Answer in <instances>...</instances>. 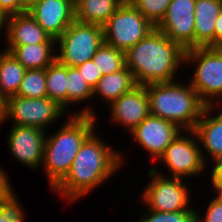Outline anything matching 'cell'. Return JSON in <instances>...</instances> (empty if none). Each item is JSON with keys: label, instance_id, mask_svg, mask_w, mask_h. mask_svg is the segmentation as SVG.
<instances>
[{"label": "cell", "instance_id": "cell-7", "mask_svg": "<svg viewBox=\"0 0 222 222\" xmlns=\"http://www.w3.org/2000/svg\"><path fill=\"white\" fill-rule=\"evenodd\" d=\"M158 168H152L147 172L150 179L142 192L141 201L147 206V210L158 212H178L195 210L190 206V195L187 185L182 178L165 176Z\"/></svg>", "mask_w": 222, "mask_h": 222}, {"label": "cell", "instance_id": "cell-34", "mask_svg": "<svg viewBox=\"0 0 222 222\" xmlns=\"http://www.w3.org/2000/svg\"><path fill=\"white\" fill-rule=\"evenodd\" d=\"M0 10L7 16L20 14L19 0H0Z\"/></svg>", "mask_w": 222, "mask_h": 222}, {"label": "cell", "instance_id": "cell-38", "mask_svg": "<svg viewBox=\"0 0 222 222\" xmlns=\"http://www.w3.org/2000/svg\"><path fill=\"white\" fill-rule=\"evenodd\" d=\"M7 18H8V16L4 13V12H2L1 10H0V34H1V32L2 31H4L5 32V35H6V30H3L4 28L6 29L7 28ZM3 28V29H2ZM2 30V31H1Z\"/></svg>", "mask_w": 222, "mask_h": 222}, {"label": "cell", "instance_id": "cell-22", "mask_svg": "<svg viewBox=\"0 0 222 222\" xmlns=\"http://www.w3.org/2000/svg\"><path fill=\"white\" fill-rule=\"evenodd\" d=\"M25 70L10 52L5 51L2 54L0 58V93L5 98L17 94Z\"/></svg>", "mask_w": 222, "mask_h": 222}, {"label": "cell", "instance_id": "cell-21", "mask_svg": "<svg viewBox=\"0 0 222 222\" xmlns=\"http://www.w3.org/2000/svg\"><path fill=\"white\" fill-rule=\"evenodd\" d=\"M121 4L120 0H75V21L103 26Z\"/></svg>", "mask_w": 222, "mask_h": 222}, {"label": "cell", "instance_id": "cell-29", "mask_svg": "<svg viewBox=\"0 0 222 222\" xmlns=\"http://www.w3.org/2000/svg\"><path fill=\"white\" fill-rule=\"evenodd\" d=\"M18 198L0 204V222H25L26 214Z\"/></svg>", "mask_w": 222, "mask_h": 222}, {"label": "cell", "instance_id": "cell-3", "mask_svg": "<svg viewBox=\"0 0 222 222\" xmlns=\"http://www.w3.org/2000/svg\"><path fill=\"white\" fill-rule=\"evenodd\" d=\"M92 108L74 112L57 133L45 138L42 164L51 190L69 172L81 145L95 131L97 116Z\"/></svg>", "mask_w": 222, "mask_h": 222}, {"label": "cell", "instance_id": "cell-6", "mask_svg": "<svg viewBox=\"0 0 222 222\" xmlns=\"http://www.w3.org/2000/svg\"><path fill=\"white\" fill-rule=\"evenodd\" d=\"M103 42V26L74 21L56 40V60L77 67L92 60Z\"/></svg>", "mask_w": 222, "mask_h": 222}, {"label": "cell", "instance_id": "cell-5", "mask_svg": "<svg viewBox=\"0 0 222 222\" xmlns=\"http://www.w3.org/2000/svg\"><path fill=\"white\" fill-rule=\"evenodd\" d=\"M186 63L196 66L190 84L200 99L207 106H219L217 101L222 100V50L216 47L188 49L185 51Z\"/></svg>", "mask_w": 222, "mask_h": 222}, {"label": "cell", "instance_id": "cell-36", "mask_svg": "<svg viewBox=\"0 0 222 222\" xmlns=\"http://www.w3.org/2000/svg\"><path fill=\"white\" fill-rule=\"evenodd\" d=\"M7 98L0 93V124L6 121Z\"/></svg>", "mask_w": 222, "mask_h": 222}, {"label": "cell", "instance_id": "cell-31", "mask_svg": "<svg viewBox=\"0 0 222 222\" xmlns=\"http://www.w3.org/2000/svg\"><path fill=\"white\" fill-rule=\"evenodd\" d=\"M76 68L80 71L83 78L92 87V89L97 85L100 78L103 76L93 60L86 61Z\"/></svg>", "mask_w": 222, "mask_h": 222}, {"label": "cell", "instance_id": "cell-14", "mask_svg": "<svg viewBox=\"0 0 222 222\" xmlns=\"http://www.w3.org/2000/svg\"><path fill=\"white\" fill-rule=\"evenodd\" d=\"M28 12L51 38L57 40L75 21V0H38Z\"/></svg>", "mask_w": 222, "mask_h": 222}, {"label": "cell", "instance_id": "cell-10", "mask_svg": "<svg viewBox=\"0 0 222 222\" xmlns=\"http://www.w3.org/2000/svg\"><path fill=\"white\" fill-rule=\"evenodd\" d=\"M65 111L56 101L43 98L11 96L7 98L6 119L13 125L38 127L43 130L60 120Z\"/></svg>", "mask_w": 222, "mask_h": 222}, {"label": "cell", "instance_id": "cell-35", "mask_svg": "<svg viewBox=\"0 0 222 222\" xmlns=\"http://www.w3.org/2000/svg\"><path fill=\"white\" fill-rule=\"evenodd\" d=\"M222 42V9L215 22L214 28V47H217Z\"/></svg>", "mask_w": 222, "mask_h": 222}, {"label": "cell", "instance_id": "cell-1", "mask_svg": "<svg viewBox=\"0 0 222 222\" xmlns=\"http://www.w3.org/2000/svg\"><path fill=\"white\" fill-rule=\"evenodd\" d=\"M96 133L94 131L84 141L69 172L52 189L68 203L78 200L104 184L124 164L120 151L108 146Z\"/></svg>", "mask_w": 222, "mask_h": 222}, {"label": "cell", "instance_id": "cell-15", "mask_svg": "<svg viewBox=\"0 0 222 222\" xmlns=\"http://www.w3.org/2000/svg\"><path fill=\"white\" fill-rule=\"evenodd\" d=\"M111 121L122 125L129 132L150 115V106L145 85H136L110 105Z\"/></svg>", "mask_w": 222, "mask_h": 222}, {"label": "cell", "instance_id": "cell-4", "mask_svg": "<svg viewBox=\"0 0 222 222\" xmlns=\"http://www.w3.org/2000/svg\"><path fill=\"white\" fill-rule=\"evenodd\" d=\"M176 81L145 85L150 114L166 119L184 131L194 130L207 105L190 83Z\"/></svg>", "mask_w": 222, "mask_h": 222}, {"label": "cell", "instance_id": "cell-32", "mask_svg": "<svg viewBox=\"0 0 222 222\" xmlns=\"http://www.w3.org/2000/svg\"><path fill=\"white\" fill-rule=\"evenodd\" d=\"M8 178V174L4 169L0 167V204L6 203L14 198H16V194L12 189L11 181Z\"/></svg>", "mask_w": 222, "mask_h": 222}, {"label": "cell", "instance_id": "cell-24", "mask_svg": "<svg viewBox=\"0 0 222 222\" xmlns=\"http://www.w3.org/2000/svg\"><path fill=\"white\" fill-rule=\"evenodd\" d=\"M92 60L102 75L118 72L126 66L125 53L105 42L98 48Z\"/></svg>", "mask_w": 222, "mask_h": 222}, {"label": "cell", "instance_id": "cell-2", "mask_svg": "<svg viewBox=\"0 0 222 222\" xmlns=\"http://www.w3.org/2000/svg\"><path fill=\"white\" fill-rule=\"evenodd\" d=\"M126 67L138 85L175 81L185 50L157 28L125 52Z\"/></svg>", "mask_w": 222, "mask_h": 222}, {"label": "cell", "instance_id": "cell-12", "mask_svg": "<svg viewBox=\"0 0 222 222\" xmlns=\"http://www.w3.org/2000/svg\"><path fill=\"white\" fill-rule=\"evenodd\" d=\"M184 130L178 125L149 115L130 131L134 142L146 150L153 160H158L172 141Z\"/></svg>", "mask_w": 222, "mask_h": 222}, {"label": "cell", "instance_id": "cell-16", "mask_svg": "<svg viewBox=\"0 0 222 222\" xmlns=\"http://www.w3.org/2000/svg\"><path fill=\"white\" fill-rule=\"evenodd\" d=\"M217 107L218 105L206 106L193 130L206 164L208 163L206 158L208 156L204 153L207 152L212 161L218 160L222 156V107H220V112L217 115H213L214 110L218 112L219 107ZM203 148L204 150H202Z\"/></svg>", "mask_w": 222, "mask_h": 222}, {"label": "cell", "instance_id": "cell-19", "mask_svg": "<svg viewBox=\"0 0 222 222\" xmlns=\"http://www.w3.org/2000/svg\"><path fill=\"white\" fill-rule=\"evenodd\" d=\"M56 43L28 44L17 47H7L17 61L26 69H46L56 60Z\"/></svg>", "mask_w": 222, "mask_h": 222}, {"label": "cell", "instance_id": "cell-18", "mask_svg": "<svg viewBox=\"0 0 222 222\" xmlns=\"http://www.w3.org/2000/svg\"><path fill=\"white\" fill-rule=\"evenodd\" d=\"M222 9V0H196L194 48L214 47L215 22Z\"/></svg>", "mask_w": 222, "mask_h": 222}, {"label": "cell", "instance_id": "cell-9", "mask_svg": "<svg viewBox=\"0 0 222 222\" xmlns=\"http://www.w3.org/2000/svg\"><path fill=\"white\" fill-rule=\"evenodd\" d=\"M186 132L189 135L184 136L185 131L181 132L158 159L174 178L197 177L207 168L195 132Z\"/></svg>", "mask_w": 222, "mask_h": 222}, {"label": "cell", "instance_id": "cell-39", "mask_svg": "<svg viewBox=\"0 0 222 222\" xmlns=\"http://www.w3.org/2000/svg\"><path fill=\"white\" fill-rule=\"evenodd\" d=\"M215 194L222 199V188L218 189Z\"/></svg>", "mask_w": 222, "mask_h": 222}, {"label": "cell", "instance_id": "cell-28", "mask_svg": "<svg viewBox=\"0 0 222 222\" xmlns=\"http://www.w3.org/2000/svg\"><path fill=\"white\" fill-rule=\"evenodd\" d=\"M195 210L178 212H158L147 210L141 215L138 222H195Z\"/></svg>", "mask_w": 222, "mask_h": 222}, {"label": "cell", "instance_id": "cell-42", "mask_svg": "<svg viewBox=\"0 0 222 222\" xmlns=\"http://www.w3.org/2000/svg\"><path fill=\"white\" fill-rule=\"evenodd\" d=\"M6 50L3 49V51H0V58L2 56V54L5 52Z\"/></svg>", "mask_w": 222, "mask_h": 222}, {"label": "cell", "instance_id": "cell-30", "mask_svg": "<svg viewBox=\"0 0 222 222\" xmlns=\"http://www.w3.org/2000/svg\"><path fill=\"white\" fill-rule=\"evenodd\" d=\"M210 201L206 208V213L203 215H199V209L195 207V222H222V199L216 195Z\"/></svg>", "mask_w": 222, "mask_h": 222}, {"label": "cell", "instance_id": "cell-37", "mask_svg": "<svg viewBox=\"0 0 222 222\" xmlns=\"http://www.w3.org/2000/svg\"><path fill=\"white\" fill-rule=\"evenodd\" d=\"M38 0H19L20 13L27 12Z\"/></svg>", "mask_w": 222, "mask_h": 222}, {"label": "cell", "instance_id": "cell-26", "mask_svg": "<svg viewBox=\"0 0 222 222\" xmlns=\"http://www.w3.org/2000/svg\"><path fill=\"white\" fill-rule=\"evenodd\" d=\"M16 96L26 98L47 97L46 69L25 70Z\"/></svg>", "mask_w": 222, "mask_h": 222}, {"label": "cell", "instance_id": "cell-20", "mask_svg": "<svg viewBox=\"0 0 222 222\" xmlns=\"http://www.w3.org/2000/svg\"><path fill=\"white\" fill-rule=\"evenodd\" d=\"M137 84L134 80L132 72L125 66L122 70L103 75L97 85L93 88L94 96L98 95L110 105L113 101L117 100L120 96L129 92Z\"/></svg>", "mask_w": 222, "mask_h": 222}, {"label": "cell", "instance_id": "cell-23", "mask_svg": "<svg viewBox=\"0 0 222 222\" xmlns=\"http://www.w3.org/2000/svg\"><path fill=\"white\" fill-rule=\"evenodd\" d=\"M47 97L67 110V66L55 60L46 68Z\"/></svg>", "mask_w": 222, "mask_h": 222}, {"label": "cell", "instance_id": "cell-13", "mask_svg": "<svg viewBox=\"0 0 222 222\" xmlns=\"http://www.w3.org/2000/svg\"><path fill=\"white\" fill-rule=\"evenodd\" d=\"M12 126L8 135V147L13 159L30 169H38L43 162L47 131L38 127Z\"/></svg>", "mask_w": 222, "mask_h": 222}, {"label": "cell", "instance_id": "cell-33", "mask_svg": "<svg viewBox=\"0 0 222 222\" xmlns=\"http://www.w3.org/2000/svg\"><path fill=\"white\" fill-rule=\"evenodd\" d=\"M214 162V164H213ZM212 170L210 175L211 184H213L214 193L218 189L222 188V161L219 160H213L212 161Z\"/></svg>", "mask_w": 222, "mask_h": 222}, {"label": "cell", "instance_id": "cell-25", "mask_svg": "<svg viewBox=\"0 0 222 222\" xmlns=\"http://www.w3.org/2000/svg\"><path fill=\"white\" fill-rule=\"evenodd\" d=\"M93 98V89L76 67L67 66V107ZM75 103V104H74Z\"/></svg>", "mask_w": 222, "mask_h": 222}, {"label": "cell", "instance_id": "cell-41", "mask_svg": "<svg viewBox=\"0 0 222 222\" xmlns=\"http://www.w3.org/2000/svg\"><path fill=\"white\" fill-rule=\"evenodd\" d=\"M216 48L222 50V42Z\"/></svg>", "mask_w": 222, "mask_h": 222}, {"label": "cell", "instance_id": "cell-11", "mask_svg": "<svg viewBox=\"0 0 222 222\" xmlns=\"http://www.w3.org/2000/svg\"><path fill=\"white\" fill-rule=\"evenodd\" d=\"M195 2L196 0H172L164 18L156 26L185 51L194 48Z\"/></svg>", "mask_w": 222, "mask_h": 222}, {"label": "cell", "instance_id": "cell-27", "mask_svg": "<svg viewBox=\"0 0 222 222\" xmlns=\"http://www.w3.org/2000/svg\"><path fill=\"white\" fill-rule=\"evenodd\" d=\"M172 0H133L131 4L155 27L164 18Z\"/></svg>", "mask_w": 222, "mask_h": 222}, {"label": "cell", "instance_id": "cell-40", "mask_svg": "<svg viewBox=\"0 0 222 222\" xmlns=\"http://www.w3.org/2000/svg\"><path fill=\"white\" fill-rule=\"evenodd\" d=\"M122 3H131L133 0H120Z\"/></svg>", "mask_w": 222, "mask_h": 222}, {"label": "cell", "instance_id": "cell-8", "mask_svg": "<svg viewBox=\"0 0 222 222\" xmlns=\"http://www.w3.org/2000/svg\"><path fill=\"white\" fill-rule=\"evenodd\" d=\"M155 28L131 3H122L103 25L104 42L125 53Z\"/></svg>", "mask_w": 222, "mask_h": 222}, {"label": "cell", "instance_id": "cell-17", "mask_svg": "<svg viewBox=\"0 0 222 222\" xmlns=\"http://www.w3.org/2000/svg\"><path fill=\"white\" fill-rule=\"evenodd\" d=\"M6 47H17L28 44L56 43L27 11L13 14L7 18Z\"/></svg>", "mask_w": 222, "mask_h": 222}]
</instances>
